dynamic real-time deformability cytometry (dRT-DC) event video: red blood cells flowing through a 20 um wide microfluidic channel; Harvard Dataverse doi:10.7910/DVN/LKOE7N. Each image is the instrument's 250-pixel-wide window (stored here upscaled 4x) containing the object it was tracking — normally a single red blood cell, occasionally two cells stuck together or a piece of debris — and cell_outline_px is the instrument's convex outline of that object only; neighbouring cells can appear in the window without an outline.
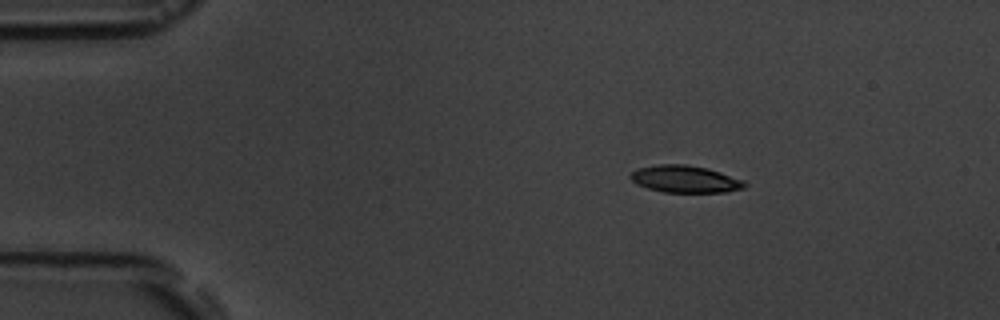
{"species": "common noctule bat (a hibernating species)", "species_latin": "Nyctalus noctula", "temperature_condition": "room temperature", "stored_images_in_passage": 5, "camera_frame_rate_fps": 3000, "um_per_image_px": 0.085, "animal": {"sex": "male", "body_mass_g": 19.5, "forearm_length_mm": 54.6}, "frame": {"image": 1, "passage_image": 3, "time_ms": 2.333, "image_size_px": [1000, 320], "cell_outline_px": [[748, 184], [744, 188], [728, 192], [664, 192], [648, 188], [636, 184], [628, 176], [632, 172], [640, 168], [656, 164], [684, 164], [708, 168], [744, 180]], "centroid_in_image_um": [58.25, 15.22], "position_along_channel_um": 26.7, "area_um2": 18.09}}